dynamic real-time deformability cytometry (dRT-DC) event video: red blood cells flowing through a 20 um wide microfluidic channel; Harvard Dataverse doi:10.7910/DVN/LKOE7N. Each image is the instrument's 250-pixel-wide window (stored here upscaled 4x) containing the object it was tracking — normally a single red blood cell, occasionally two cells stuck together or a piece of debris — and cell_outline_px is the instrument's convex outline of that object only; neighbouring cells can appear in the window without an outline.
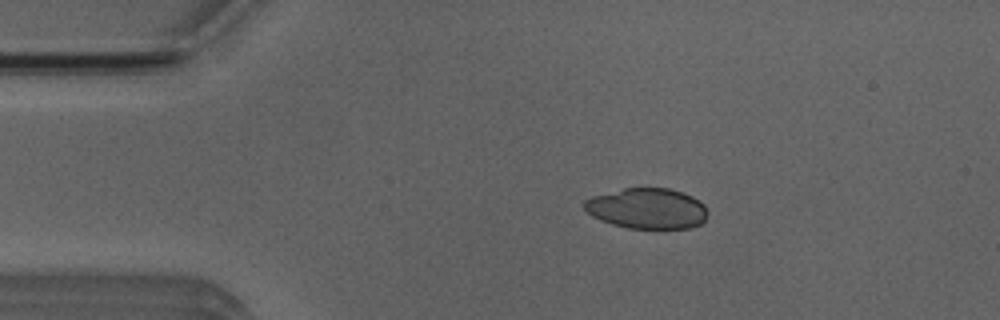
{"species": "Egyptian fruit bat (a non-hibernating species)", "species_latin": "Rousettus aegyptiacus", "temperature_condition": "room temperature", "stored_images_in_passage": 3, "camera_frame_rate_fps": 3000, "um_per_image_px": 0.085, "animal": {"sex": "male"}, "frame": {"image": 1, "passage_image": 2, "time_ms": 1.333, "image_size_px": [1000, 320], "cell_outline_px": [[708, 212], [704, 220], [700, 224], [692, 228], [628, 228], [612, 224], [600, 220], [592, 216], [584, 208], [584, 200], [592, 196], [624, 188], [668, 188], [684, 192], [692, 196], [704, 204]], "centroid_in_image_um": [55.02, 17.72], "position_along_channel_um": 30.0, "area_um2": 29.25}}